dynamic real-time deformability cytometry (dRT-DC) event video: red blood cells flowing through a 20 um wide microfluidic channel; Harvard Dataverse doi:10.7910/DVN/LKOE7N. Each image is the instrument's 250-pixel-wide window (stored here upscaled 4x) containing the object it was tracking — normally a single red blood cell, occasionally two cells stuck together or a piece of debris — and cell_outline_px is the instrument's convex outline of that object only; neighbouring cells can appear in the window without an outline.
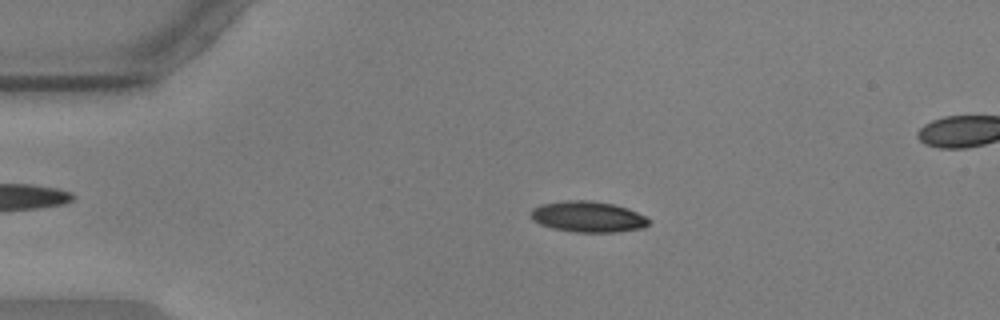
{"species": "common noctule bat (a hibernating species)", "species_latin": "Nyctalus noctula", "temperature_condition": "warm", "stored_images_in_passage": 57, "segment_of_instrument_passage": [1, 2], "camera_frame_rate_fps": 3000, "um_per_image_px": 0.085, "animal": {"sex": "male", "body_mass_g": 17.9, "forearm_length_mm": 54.2}, "frame": {"image": 1, "passage_image": 12, "time_ms": 3.667, "image_size_px": [1000, 320], "cell_outline_px": [[652, 220], [644, 228], [616, 232], [576, 232], [552, 228], [540, 224], [532, 220], [528, 212], [532, 208], [540, 204], [564, 200], [592, 200], [612, 204], [628, 208], [648, 216]], "centroid_in_image_um": [49.98, 18.41], "position_along_channel_um": 35.0, "area_um2": 21.68}}
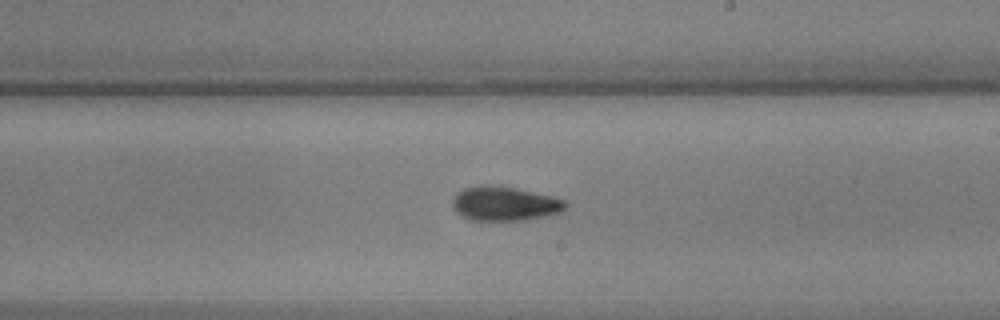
{"frame": {"image": 2, "passage_image": 33, "time_ms": 10.667, "image_size_px": [1000, 320], "cell_outline_px": [[568, 204], [564, 212], [524, 220], [472, 220], [456, 212], [452, 208], [452, 200], [456, 192], [464, 188], [480, 184], [488, 184], [516, 188], [552, 196], [564, 200]], "centroid_in_image_um": [42.89, 17.3], "position_along_channel_um": 246.1, "area_um2": 22.77}}
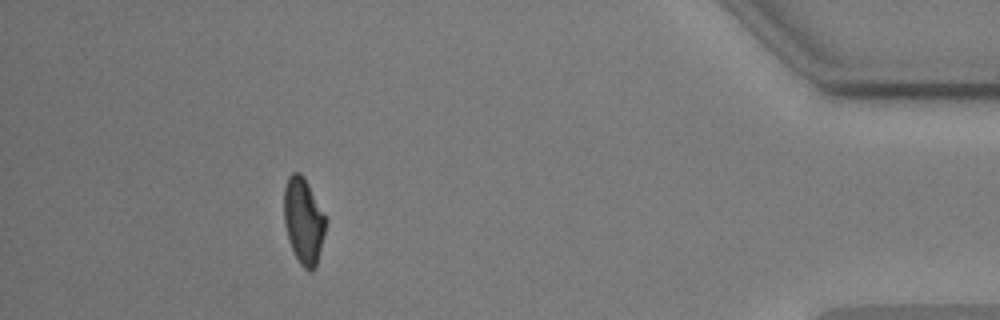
{"frame": {"image": 3, "passage_image": 51, "time_ms": 16.667, "image_size_px": [1000, 320], "cell_outline_px": [[328, 220], [316, 268], [312, 272], [308, 272], [300, 264], [288, 240], [284, 224], [284, 188], [288, 176], [292, 172], [300, 172], [304, 176]], "centroid_in_image_um": [25.81, 18.78], "position_along_channel_um": 409.4, "area_um2": 21.27}}